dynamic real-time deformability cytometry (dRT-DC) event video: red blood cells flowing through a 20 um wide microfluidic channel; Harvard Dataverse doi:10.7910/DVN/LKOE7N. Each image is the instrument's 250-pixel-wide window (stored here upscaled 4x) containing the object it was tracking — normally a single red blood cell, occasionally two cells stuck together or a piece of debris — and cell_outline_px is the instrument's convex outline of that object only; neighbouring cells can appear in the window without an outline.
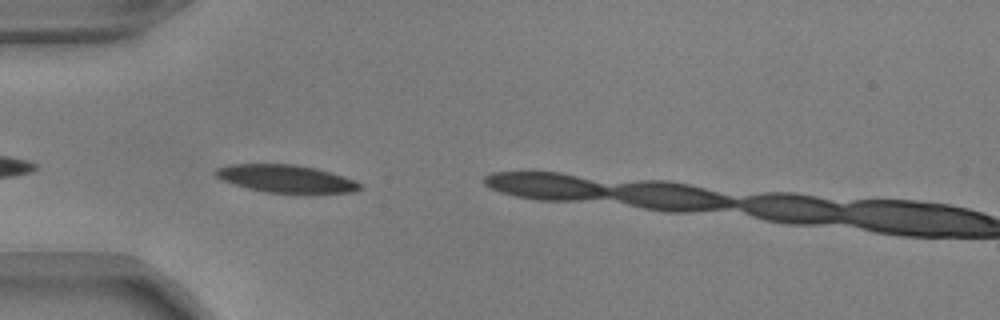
{"species": "common noctule bat (a hibernating species)", "species_latin": "Nyctalus noctula", "temperature_condition": "warm", "stored_images_in_passage": 5, "camera_frame_rate_fps": 3000, "um_per_image_px": 0.085, "animal": {"sex": "male", "body_mass_g": 17.9, "forearm_length_mm": 54.2}, "frame": {"image": 1, "passage_image": 2, "time_ms": 0.333, "image_size_px": [1000, 320], "cell_outline_px": [[364, 188], [356, 192], [312, 196], [264, 192], [232, 184], [220, 180], [212, 172], [216, 168], [228, 164], [292, 164], [316, 168], [332, 172], [356, 180]], "centroid_in_image_um": [24.39, 15.24], "position_along_channel_um": 60.6, "area_um2": 24.62}}